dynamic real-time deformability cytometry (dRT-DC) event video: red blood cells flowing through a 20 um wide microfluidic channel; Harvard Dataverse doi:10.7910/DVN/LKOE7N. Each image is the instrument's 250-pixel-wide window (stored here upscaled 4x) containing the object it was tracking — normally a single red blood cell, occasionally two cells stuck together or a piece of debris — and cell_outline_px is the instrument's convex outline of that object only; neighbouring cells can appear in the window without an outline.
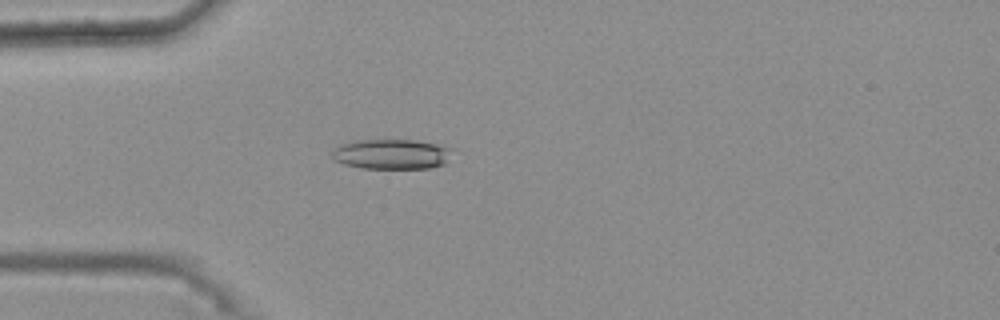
{"species": "common noctule bat (a hibernating species)", "species_latin": "Nyctalus noctula", "temperature_condition": "warm", "stored_images_in_passage": 47, "camera_frame_rate_fps": 3000, "um_per_image_px": 0.085, "animal": {"sex": "female", "body_mass_g": 25.1}, "frame": {"image": 1, "passage_image": 15, "time_ms": 4.667, "image_size_px": [1000, 320], "cell_outline_px": [[452, 148], [444, 164], [428, 168], [360, 168], [344, 164], [336, 160], [332, 156], [332, 148], [340, 144], [356, 140], [416, 140], [436, 144]], "centroid_in_image_um": [33.23, 13.09], "position_along_channel_um": 51.8, "area_um2": 20.92}}
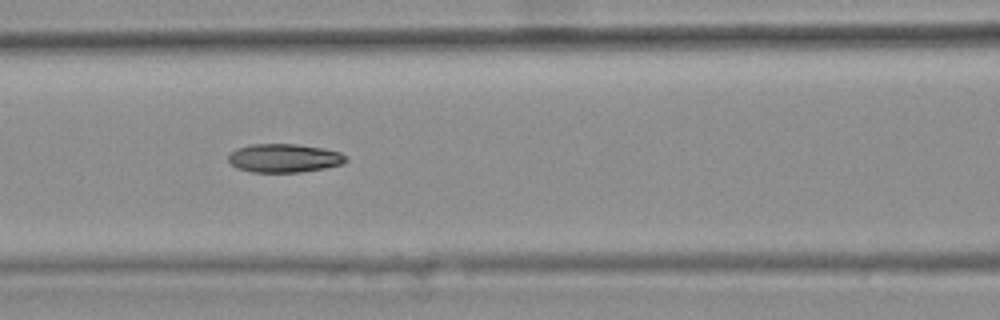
{"frame": {"image": 2, "passage_image": 23, "time_ms": 7.333, "image_size_px": [1000, 320], "cell_outline_px": [[348, 160], [344, 164], [324, 168], [300, 172], [252, 172], [236, 168], [228, 160], [228, 156], [236, 148], [248, 144], [296, 144], [320, 148], [340, 152], [348, 156]], "centroid_in_image_um": [24.16, 13.44], "position_along_channel_um": 142.4, "area_um2": 19.65}}
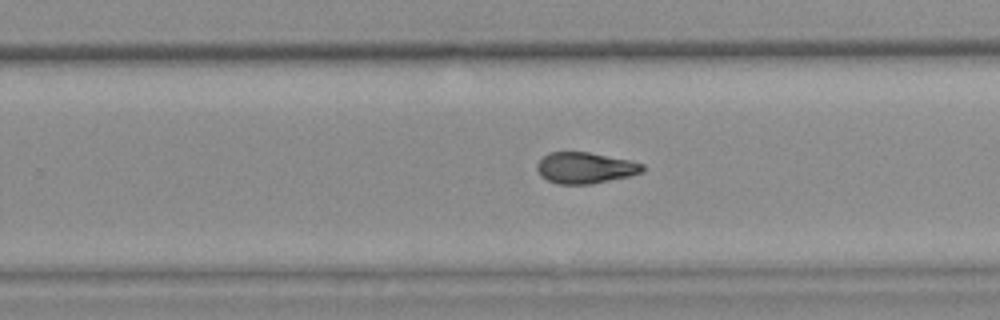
{"frame": {"image": 3, "passage_image": 34, "time_ms": 11.0, "image_size_px": [1000, 320], "cell_outline_px": [[644, 172], [632, 176], [592, 184], [556, 184], [540, 176], [536, 168], [536, 164], [548, 152], [588, 152], [628, 160], [644, 164]], "centroid_in_image_um": [49.74, 14.28], "position_along_channel_um": 280.1, "area_um2": 19.31}, "authors_computed_cell_mechanics": {"area_um2": 19.8832, "velocity_mm_per_s": 3.7659, "shape_relaxation_time_tau1_ms": null, "shape_relaxation_time_tau2_ms": 4.6502, "deformation_change_tau1": null, "deformation_change_tau2": 0.1244}}